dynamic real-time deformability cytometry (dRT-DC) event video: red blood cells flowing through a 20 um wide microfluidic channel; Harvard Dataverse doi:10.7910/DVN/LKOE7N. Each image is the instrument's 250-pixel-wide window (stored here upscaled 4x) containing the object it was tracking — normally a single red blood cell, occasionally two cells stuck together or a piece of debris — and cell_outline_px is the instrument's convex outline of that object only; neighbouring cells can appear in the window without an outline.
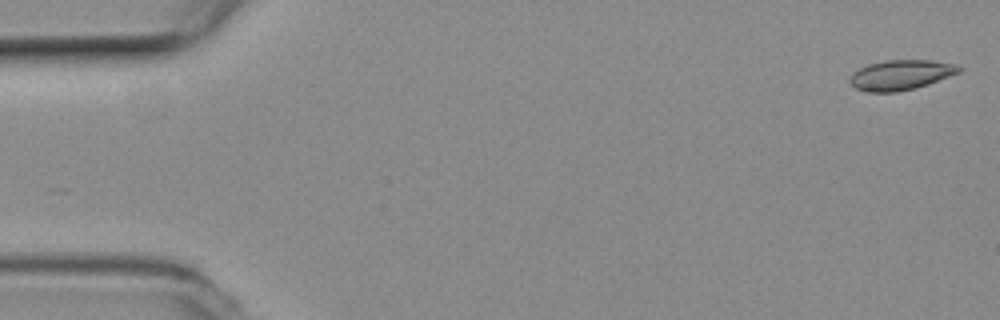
{"species": "common noctule bat (a hibernating species)", "species_latin": "Nyctalus noctula", "temperature_condition": "room temperature", "stored_images_in_passage": 13, "camera_frame_rate_fps": 3000, "um_per_image_px": 0.085, "animal": {"sex": "female", "body_mass_g": 19.3, "forearm_length_mm": 54.1}, "frame": {"image": 1, "passage_image": 1, "time_ms": 0.0, "image_size_px": [1000, 320], "cell_outline_px": [[964, 68], [960, 72], [928, 84], [916, 88], [896, 92], [864, 92], [856, 88], [848, 80], [860, 68], [868, 64], [888, 60], [932, 60], [956, 64]], "centroid_in_image_um": [76.61, 6.37], "position_along_channel_um": 8.4, "area_um2": 19.02}}
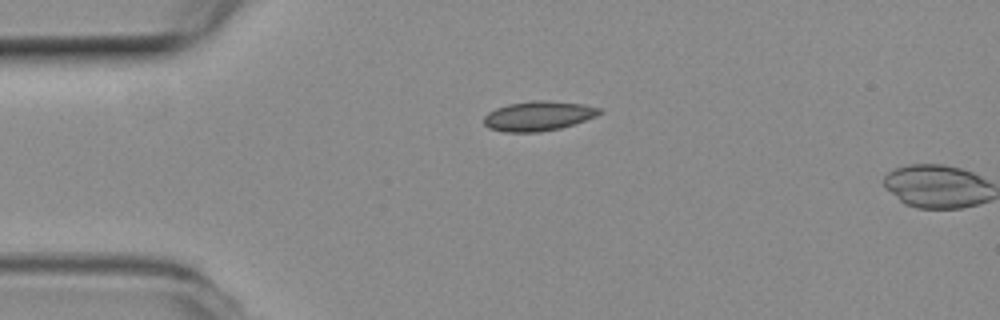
{"frame": {"image": 2, "passage_image": 12, "time_ms": 3.667, "image_size_px": [1000, 320], "cell_outline_px": [[604, 112], [596, 116], [560, 128], [540, 132], [504, 132], [488, 128], [484, 124], [484, 116], [488, 112], [496, 108], [508, 104], [532, 100], [544, 100], [580, 104], [600, 108]], "centroid_in_image_um": [45.72, 9.86], "position_along_channel_um": 39.3, "area_um2": 19.88}}